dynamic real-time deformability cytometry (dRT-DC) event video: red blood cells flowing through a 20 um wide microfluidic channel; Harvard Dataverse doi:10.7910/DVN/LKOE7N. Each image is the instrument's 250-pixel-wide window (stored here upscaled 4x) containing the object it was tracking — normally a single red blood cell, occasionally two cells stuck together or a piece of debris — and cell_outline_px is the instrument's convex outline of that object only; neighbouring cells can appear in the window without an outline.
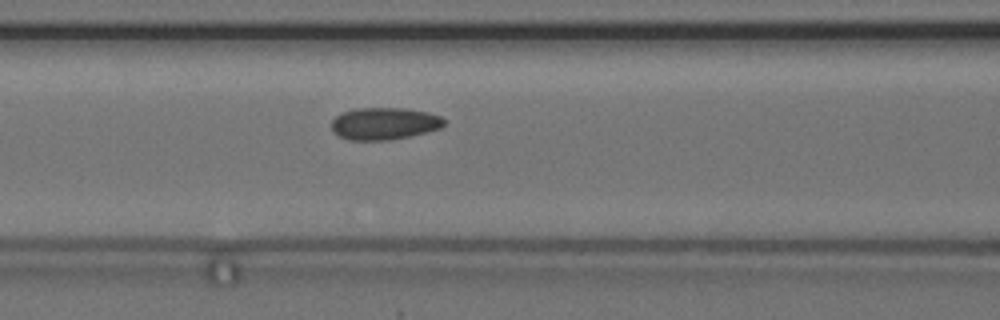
{"species": "common noctule bat (a hibernating species)", "species_latin": "Nyctalus noctula", "temperature_condition": "cold", "stored_images_in_passage": 5, "camera_frame_rate_fps": 3000, "um_per_image_px": 0.085, "animal": {"sex": "female", "body_mass_g": 24.6, "forearm_length_mm": 56.2}, "frame": {"image": 1, "passage_image": 5, "time_ms": 5.667, "image_size_px": [1000, 320], "cell_outline_px": [[444, 124], [440, 128], [408, 136], [388, 140], [348, 140], [332, 132], [332, 120], [336, 116], [344, 112], [356, 108], [404, 108], [428, 112], [440, 116], [444, 120]], "centroid_in_image_um": [32.63, 10.5], "position_along_channel_um": 134.0, "area_um2": 20.92}}